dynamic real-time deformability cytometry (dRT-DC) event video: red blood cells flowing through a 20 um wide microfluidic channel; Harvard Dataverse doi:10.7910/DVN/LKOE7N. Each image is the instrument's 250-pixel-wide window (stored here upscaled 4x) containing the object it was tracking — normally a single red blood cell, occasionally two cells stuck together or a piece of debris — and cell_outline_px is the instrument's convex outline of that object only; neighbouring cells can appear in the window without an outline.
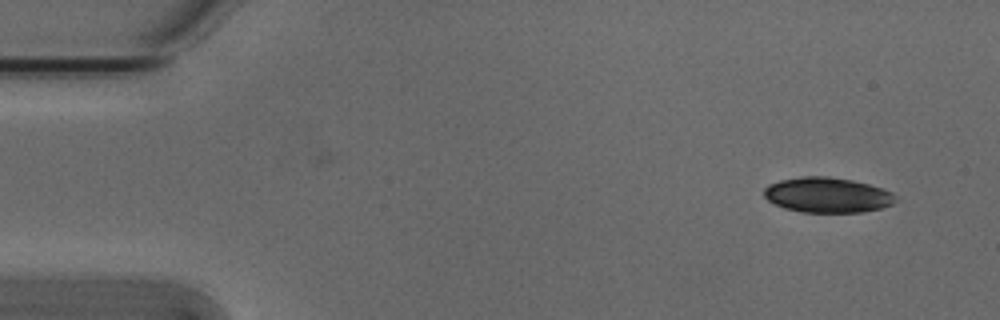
{"species": "Egyptian fruit bat (a non-hibernating species)", "species_latin": "Rousettus aegyptiacus", "temperature_condition": "cold", "stored_images_in_passage": 42, "camera_frame_rate_fps": 3000, "um_per_image_px": 0.085, "animal": {"sex": "male"}, "frame": {"image": 1, "passage_image": 1, "time_ms": 0.0, "image_size_px": [1000, 320], "cell_outline_px": [[896, 196], [892, 204], [880, 208], [860, 212], [804, 212], [784, 208], [768, 200], [764, 196], [764, 188], [768, 184], [780, 180], [804, 176], [828, 176], [852, 180], [868, 184], [892, 192]], "centroid_in_image_um": [70.3, 16.57], "position_along_channel_um": 14.7, "area_um2": 26.76}}
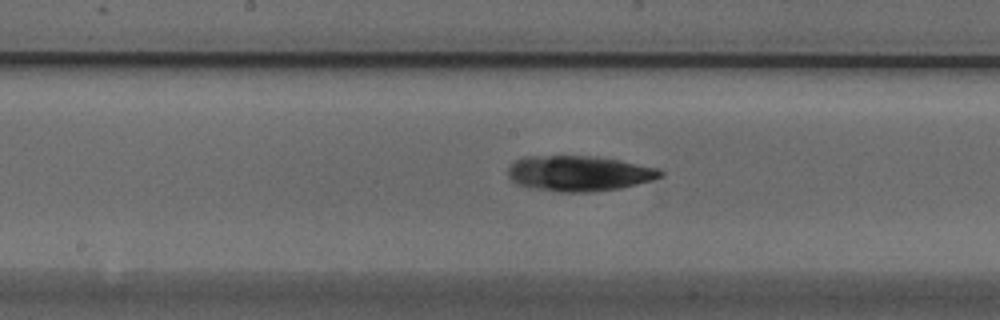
{"frame": {"image": 2, "passage_image": 24, "time_ms": 7.667, "image_size_px": [1000, 320], "cell_outline_px": [[664, 176], [652, 180], [620, 188], [592, 192], [560, 192], [532, 188], [516, 184], [508, 176], [508, 168], [516, 160], [524, 156], [592, 156], [620, 160], [660, 168], [664, 172]], "centroid_in_image_um": [49.24, 14.74], "position_along_channel_um": 199.0, "area_um2": 31.62}}
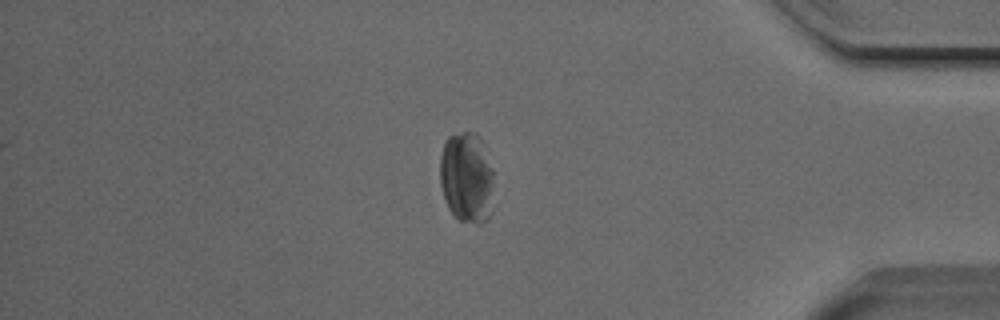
{"frame": {"image": 3, "passage_image": 42, "time_ms": 13.667, "image_size_px": [1000, 320], "cell_outline_px": [[492, 212], [484, 220], [460, 220], [448, 208], [444, 200], [440, 184], [440, 156], [444, 144], [448, 136], [464, 132], [472, 132], [480, 140], [492, 168]], "centroid_in_image_um": [39.63, 15.07], "position_along_channel_um": 395.6, "area_um2": 27.92}}